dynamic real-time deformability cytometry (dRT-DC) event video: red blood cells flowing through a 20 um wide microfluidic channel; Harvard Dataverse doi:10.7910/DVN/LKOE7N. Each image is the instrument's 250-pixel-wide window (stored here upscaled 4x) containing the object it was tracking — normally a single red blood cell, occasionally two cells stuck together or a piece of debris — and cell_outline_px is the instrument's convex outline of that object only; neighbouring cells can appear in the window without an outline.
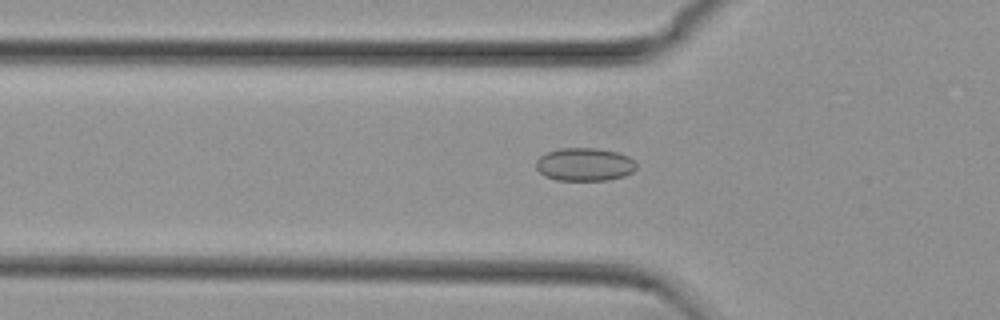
{"species": "common noctule bat (a hibernating species)", "species_latin": "Nyctalus noctula", "temperature_condition": "cold", "stored_images_in_passage": 38, "camera_frame_rate_fps": 3000, "um_per_image_px": 0.085, "animal": {"sex": "female", "body_mass_g": 29.2, "forearm_length_mm": 56.3}, "frame": {"image": 1, "passage_image": 4, "time_ms": 1.0, "image_size_px": [1000, 320], "cell_outline_px": [[636, 168], [632, 172], [624, 176], [608, 180], [556, 180], [544, 176], [536, 168], [536, 160], [540, 156], [548, 152], [560, 148], [596, 148], [620, 152], [628, 156], [636, 164]], "centroid_in_image_um": [49.69, 13.97], "position_along_channel_um": 76.1, "area_um2": 19.42}}
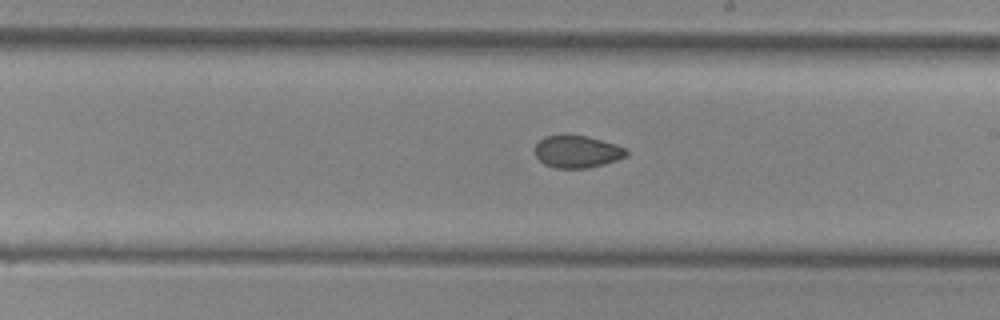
{"frame": {"image": 2, "passage_image": 17, "time_ms": 5.333, "image_size_px": [1000, 320], "cell_outline_px": [[628, 156], [604, 164], [588, 168], [556, 168], [544, 164], [536, 156], [536, 144], [544, 136], [588, 136], [616, 144], [628, 148]], "centroid_in_image_um": [49.11, 12.9], "position_along_channel_um": 239.9, "area_um2": 17.11}}
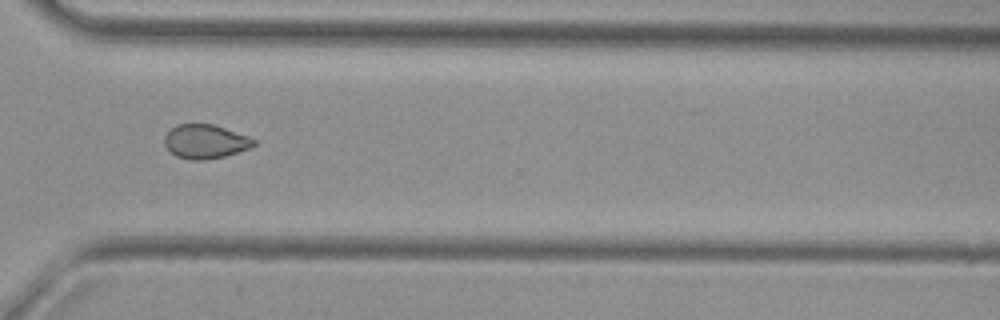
{"frame": {"image": 3, "passage_image": 26, "time_ms": 8.333, "image_size_px": [1000, 320], "cell_outline_px": [[256, 144], [252, 148], [224, 156], [204, 160], [192, 160], [176, 156], [164, 144], [164, 136], [176, 124], [212, 124], [248, 136], [256, 140]], "centroid_in_image_um": [17.47, 12.03], "position_along_channel_um": 353.1, "area_um2": 17.63}, "authors_computed_cell_mechanics": {"area_um2": 18.1203, "velocity_mm_per_s": 3.7698, "shape_relaxation_time_tau1_ms": null, "shape_relaxation_time_tau2_ms": 2.8789, "deformation_change_tau1": null, "deformation_change_tau2": 0.0621}}